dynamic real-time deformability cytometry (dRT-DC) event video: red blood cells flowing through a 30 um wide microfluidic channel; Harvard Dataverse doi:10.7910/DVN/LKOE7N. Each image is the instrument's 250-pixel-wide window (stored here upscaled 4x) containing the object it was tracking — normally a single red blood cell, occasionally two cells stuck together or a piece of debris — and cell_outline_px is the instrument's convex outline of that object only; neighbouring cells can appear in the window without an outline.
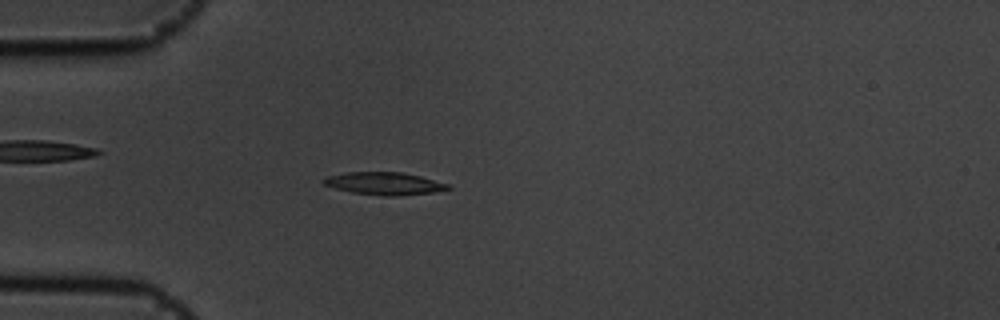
{"species": "common noctule bat (a hibernating species)", "species_latin": "Nyctalus noctula", "temperature_condition": "cold", "stored_images_in_passage": 56, "camera_frame_rate_fps": 3000, "um_per_image_px": 0.085, "animal": {"sex": "male", "body_mass_g": 19.5, "forearm_length_mm": 54.6}, "frame": {"image": 1, "passage_image": 16, "time_ms": 5.0, "image_size_px": [1000, 320], "cell_outline_px": [[452, 188], [432, 192], [396, 196], [384, 196], [352, 192], [336, 188], [324, 184], [320, 180], [324, 176], [344, 172], [400, 172], [420, 176], [448, 184]], "centroid_in_image_um": [32.6, 15.59], "position_along_channel_um": 52.4, "area_um2": 16.3}}
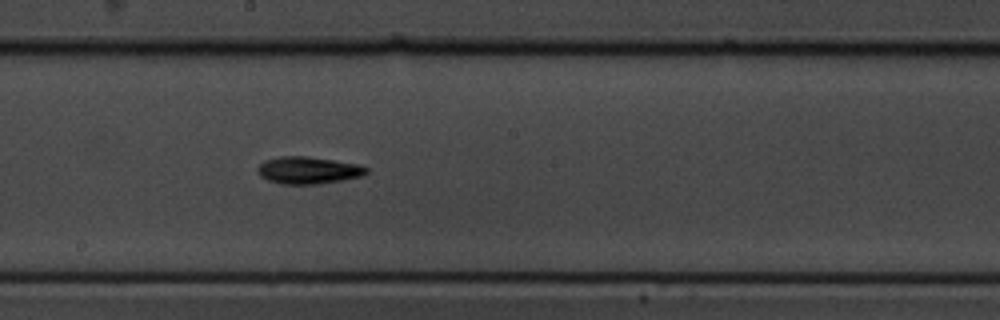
{"frame": {"image": 2, "passage_image": 31, "time_ms": 10.0, "image_size_px": [1000, 320], "cell_outline_px": [[368, 172], [364, 176], [316, 184], [280, 184], [268, 180], [260, 176], [256, 168], [264, 160], [280, 156], [308, 156], [360, 164], [368, 168]], "centroid_in_image_um": [26.2, 14.46], "position_along_channel_um": 222.0, "area_um2": 17.34}}
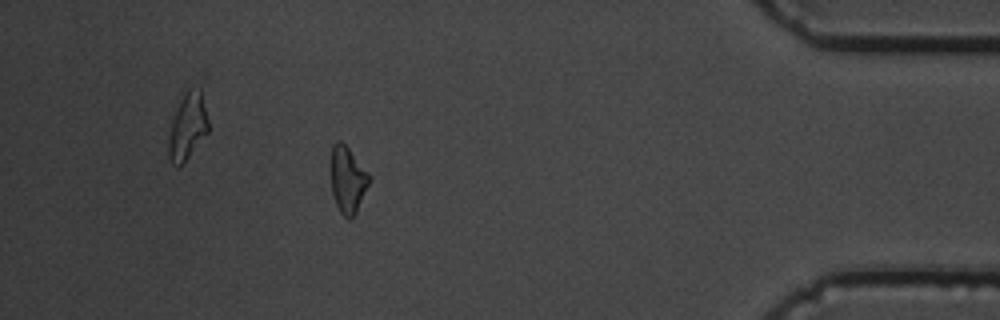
{"frame": {"image": 3, "passage_image": 50, "time_ms": 16.333, "image_size_px": [1000, 320], "cell_outline_px": [[372, 180], [356, 212], [348, 220], [340, 212], [336, 204], [332, 192], [332, 144], [336, 140], [340, 140], [348, 148], [372, 176]], "centroid_in_image_um": [29.59, 15.28], "position_along_channel_um": 405.6, "area_um2": 14.8}, "authors_computed_cell_mechanics": {"area_um2": 15.4037, "velocity_mm_per_s": 3.5991, "shape_relaxation_time_tau1_ms": 5.657, "shape_relaxation_time_tau2_ms": null, "deformation_change_tau1": 0.2065, "deformation_change_tau2": null}}